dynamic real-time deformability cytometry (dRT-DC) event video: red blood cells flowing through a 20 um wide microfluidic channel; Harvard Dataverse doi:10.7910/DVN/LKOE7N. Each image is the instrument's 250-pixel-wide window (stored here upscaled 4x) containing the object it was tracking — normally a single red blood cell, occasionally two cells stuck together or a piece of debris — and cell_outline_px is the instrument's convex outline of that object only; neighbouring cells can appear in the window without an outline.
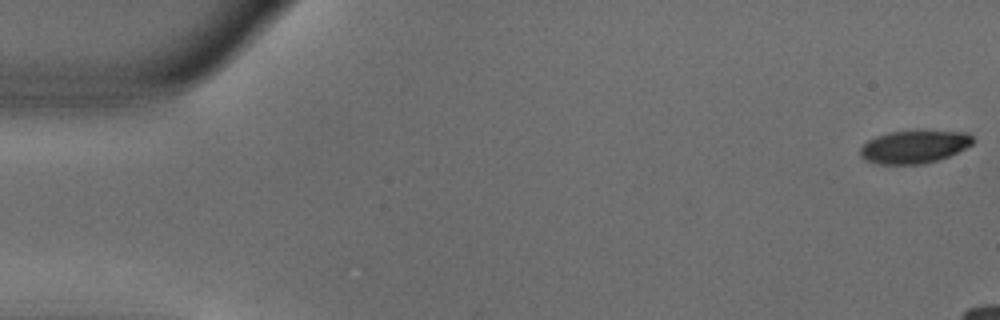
{"species": "common noctule bat (a hibernating species)", "species_latin": "Nyctalus noctula", "temperature_condition": "warm", "stored_images_in_passage": 11, "camera_frame_rate_fps": 3000, "um_per_image_px": 0.085, "animal": {"sex": "male", "body_mass_g": 18.8}, "frame": {"image": 1, "passage_image": 1, "time_ms": 0.0, "image_size_px": [1000, 320], "cell_outline_px": [[976, 140], [972, 144], [948, 156], [924, 164], [876, 164], [864, 160], [860, 156], [860, 148], [868, 140], [876, 136], [888, 132], [916, 128], [968, 132]], "centroid_in_image_um": [77.71, 12.42], "position_along_channel_um": 7.3, "area_um2": 22.43}}